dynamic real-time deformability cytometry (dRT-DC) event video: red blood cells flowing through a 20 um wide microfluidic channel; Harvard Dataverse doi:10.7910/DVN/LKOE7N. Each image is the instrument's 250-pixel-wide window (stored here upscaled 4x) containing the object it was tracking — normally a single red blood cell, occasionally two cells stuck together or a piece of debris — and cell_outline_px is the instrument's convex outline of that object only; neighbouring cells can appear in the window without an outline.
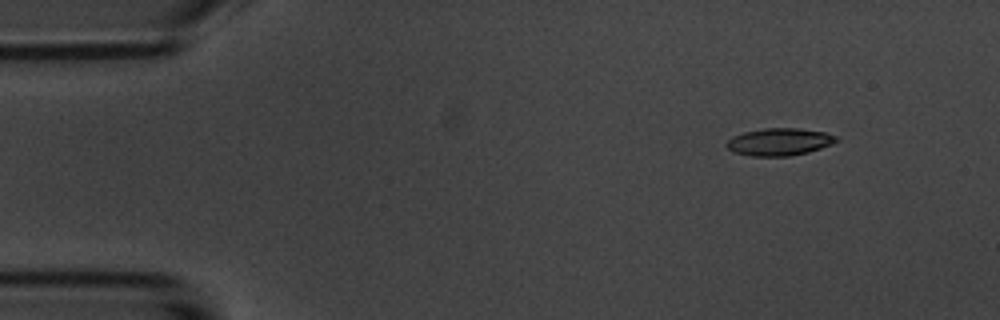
{"species": "common noctule bat (a hibernating species)", "species_latin": "Nyctalus noctula", "temperature_condition": "room temperature", "stored_images_in_passage": 5, "segment_of_instrument_passage": [2, 2], "camera_frame_rate_fps": 3000, "um_per_image_px": 0.085, "animal": {"sex": "male", "body_mass_g": 20.1, "forearm_length_mm": 53.5}, "frame": {"image": 1, "passage_image": 5, "time_ms": 5.333, "image_size_px": [1000, 320], "cell_outline_px": [[840, 140], [832, 144], [808, 152], [788, 156], [752, 156], [736, 152], [728, 148], [724, 144], [732, 136], [744, 132], [764, 128], [796, 128], [824, 132], [836, 136]], "centroid_in_image_um": [66.24, 12.05], "position_along_channel_um": 18.8, "area_um2": 17.4}}